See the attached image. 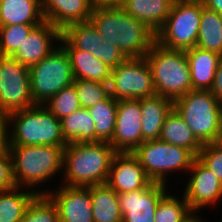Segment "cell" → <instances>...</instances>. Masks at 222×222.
Returning <instances> with one entry per match:
<instances>
[{
  "instance_id": "1",
  "label": "cell",
  "mask_w": 222,
  "mask_h": 222,
  "mask_svg": "<svg viewBox=\"0 0 222 222\" xmlns=\"http://www.w3.org/2000/svg\"><path fill=\"white\" fill-rule=\"evenodd\" d=\"M89 21L128 59L144 58L156 41V33L125 12L120 5L93 7Z\"/></svg>"
},
{
  "instance_id": "2",
  "label": "cell",
  "mask_w": 222,
  "mask_h": 222,
  "mask_svg": "<svg viewBox=\"0 0 222 222\" xmlns=\"http://www.w3.org/2000/svg\"><path fill=\"white\" fill-rule=\"evenodd\" d=\"M63 151V147L53 145L9 146L16 186L46 194L52 189L46 184L63 174Z\"/></svg>"
},
{
  "instance_id": "3",
  "label": "cell",
  "mask_w": 222,
  "mask_h": 222,
  "mask_svg": "<svg viewBox=\"0 0 222 222\" xmlns=\"http://www.w3.org/2000/svg\"><path fill=\"white\" fill-rule=\"evenodd\" d=\"M116 153L109 142L68 143L63 151L61 184L81 187L106 184Z\"/></svg>"
},
{
  "instance_id": "4",
  "label": "cell",
  "mask_w": 222,
  "mask_h": 222,
  "mask_svg": "<svg viewBox=\"0 0 222 222\" xmlns=\"http://www.w3.org/2000/svg\"><path fill=\"white\" fill-rule=\"evenodd\" d=\"M9 146L53 145L65 148L61 121L43 105L8 114Z\"/></svg>"
},
{
  "instance_id": "5",
  "label": "cell",
  "mask_w": 222,
  "mask_h": 222,
  "mask_svg": "<svg viewBox=\"0 0 222 222\" xmlns=\"http://www.w3.org/2000/svg\"><path fill=\"white\" fill-rule=\"evenodd\" d=\"M151 72L157 95L172 101L192 90L189 64L184 50L152 44L145 56Z\"/></svg>"
},
{
  "instance_id": "6",
  "label": "cell",
  "mask_w": 222,
  "mask_h": 222,
  "mask_svg": "<svg viewBox=\"0 0 222 222\" xmlns=\"http://www.w3.org/2000/svg\"><path fill=\"white\" fill-rule=\"evenodd\" d=\"M173 108L202 145L219 140L222 103L211 91L191 90L173 101Z\"/></svg>"
},
{
  "instance_id": "7",
  "label": "cell",
  "mask_w": 222,
  "mask_h": 222,
  "mask_svg": "<svg viewBox=\"0 0 222 222\" xmlns=\"http://www.w3.org/2000/svg\"><path fill=\"white\" fill-rule=\"evenodd\" d=\"M133 154L153 182L167 185L170 184L169 176L177 178L176 172L178 175L184 173L186 177L196 158L189 150L159 139L144 141Z\"/></svg>"
},
{
  "instance_id": "8",
  "label": "cell",
  "mask_w": 222,
  "mask_h": 222,
  "mask_svg": "<svg viewBox=\"0 0 222 222\" xmlns=\"http://www.w3.org/2000/svg\"><path fill=\"white\" fill-rule=\"evenodd\" d=\"M203 6L201 0H175L165 23L156 32V42L175 50L195 47Z\"/></svg>"
},
{
  "instance_id": "9",
  "label": "cell",
  "mask_w": 222,
  "mask_h": 222,
  "mask_svg": "<svg viewBox=\"0 0 222 222\" xmlns=\"http://www.w3.org/2000/svg\"><path fill=\"white\" fill-rule=\"evenodd\" d=\"M29 71L30 90L35 105H44L75 80L69 55L61 44L40 62L31 66Z\"/></svg>"
},
{
  "instance_id": "10",
  "label": "cell",
  "mask_w": 222,
  "mask_h": 222,
  "mask_svg": "<svg viewBox=\"0 0 222 222\" xmlns=\"http://www.w3.org/2000/svg\"><path fill=\"white\" fill-rule=\"evenodd\" d=\"M109 93L116 100L142 99L157 95L146 58H127L112 68Z\"/></svg>"
},
{
  "instance_id": "11",
  "label": "cell",
  "mask_w": 222,
  "mask_h": 222,
  "mask_svg": "<svg viewBox=\"0 0 222 222\" xmlns=\"http://www.w3.org/2000/svg\"><path fill=\"white\" fill-rule=\"evenodd\" d=\"M34 106L29 68L12 56L0 55V111L10 114Z\"/></svg>"
},
{
  "instance_id": "12",
  "label": "cell",
  "mask_w": 222,
  "mask_h": 222,
  "mask_svg": "<svg viewBox=\"0 0 222 222\" xmlns=\"http://www.w3.org/2000/svg\"><path fill=\"white\" fill-rule=\"evenodd\" d=\"M186 176L182 192L192 211L199 212L202 209L203 212L205 206L217 209V205L222 204L221 181L197 157Z\"/></svg>"
},
{
  "instance_id": "13",
  "label": "cell",
  "mask_w": 222,
  "mask_h": 222,
  "mask_svg": "<svg viewBox=\"0 0 222 222\" xmlns=\"http://www.w3.org/2000/svg\"><path fill=\"white\" fill-rule=\"evenodd\" d=\"M140 99L118 100L114 135L109 142L117 153H133L143 142Z\"/></svg>"
},
{
  "instance_id": "14",
  "label": "cell",
  "mask_w": 222,
  "mask_h": 222,
  "mask_svg": "<svg viewBox=\"0 0 222 222\" xmlns=\"http://www.w3.org/2000/svg\"><path fill=\"white\" fill-rule=\"evenodd\" d=\"M153 182L150 186L118 194L122 222H155V212L160 199L174 187ZM169 189V190H168Z\"/></svg>"
},
{
  "instance_id": "15",
  "label": "cell",
  "mask_w": 222,
  "mask_h": 222,
  "mask_svg": "<svg viewBox=\"0 0 222 222\" xmlns=\"http://www.w3.org/2000/svg\"><path fill=\"white\" fill-rule=\"evenodd\" d=\"M57 187V188H56ZM46 195L55 204L60 222H94L88 187L54 185Z\"/></svg>"
},
{
  "instance_id": "16",
  "label": "cell",
  "mask_w": 222,
  "mask_h": 222,
  "mask_svg": "<svg viewBox=\"0 0 222 222\" xmlns=\"http://www.w3.org/2000/svg\"><path fill=\"white\" fill-rule=\"evenodd\" d=\"M61 36L60 29L48 21H43L31 30L12 57L30 68L60 45Z\"/></svg>"
},
{
  "instance_id": "17",
  "label": "cell",
  "mask_w": 222,
  "mask_h": 222,
  "mask_svg": "<svg viewBox=\"0 0 222 222\" xmlns=\"http://www.w3.org/2000/svg\"><path fill=\"white\" fill-rule=\"evenodd\" d=\"M153 181L148 177L133 153H116L113 157L107 184L117 193L144 189Z\"/></svg>"
},
{
  "instance_id": "18",
  "label": "cell",
  "mask_w": 222,
  "mask_h": 222,
  "mask_svg": "<svg viewBox=\"0 0 222 222\" xmlns=\"http://www.w3.org/2000/svg\"><path fill=\"white\" fill-rule=\"evenodd\" d=\"M42 14L61 31L68 25L89 21L93 6L90 0H41Z\"/></svg>"
},
{
  "instance_id": "19",
  "label": "cell",
  "mask_w": 222,
  "mask_h": 222,
  "mask_svg": "<svg viewBox=\"0 0 222 222\" xmlns=\"http://www.w3.org/2000/svg\"><path fill=\"white\" fill-rule=\"evenodd\" d=\"M60 44L69 55L75 80H90L109 84L112 68L89 52L76 49L63 35Z\"/></svg>"
},
{
  "instance_id": "20",
  "label": "cell",
  "mask_w": 222,
  "mask_h": 222,
  "mask_svg": "<svg viewBox=\"0 0 222 222\" xmlns=\"http://www.w3.org/2000/svg\"><path fill=\"white\" fill-rule=\"evenodd\" d=\"M185 53L189 64L192 90L210 91L222 56L196 46L186 50Z\"/></svg>"
},
{
  "instance_id": "21",
  "label": "cell",
  "mask_w": 222,
  "mask_h": 222,
  "mask_svg": "<svg viewBox=\"0 0 222 222\" xmlns=\"http://www.w3.org/2000/svg\"><path fill=\"white\" fill-rule=\"evenodd\" d=\"M140 108L143 140H158L166 116L173 109V101L161 95H154L140 99Z\"/></svg>"
},
{
  "instance_id": "22",
  "label": "cell",
  "mask_w": 222,
  "mask_h": 222,
  "mask_svg": "<svg viewBox=\"0 0 222 222\" xmlns=\"http://www.w3.org/2000/svg\"><path fill=\"white\" fill-rule=\"evenodd\" d=\"M175 0H122L129 15L145 23L155 33L163 26Z\"/></svg>"
},
{
  "instance_id": "23",
  "label": "cell",
  "mask_w": 222,
  "mask_h": 222,
  "mask_svg": "<svg viewBox=\"0 0 222 222\" xmlns=\"http://www.w3.org/2000/svg\"><path fill=\"white\" fill-rule=\"evenodd\" d=\"M43 21L41 0H0V26Z\"/></svg>"
},
{
  "instance_id": "24",
  "label": "cell",
  "mask_w": 222,
  "mask_h": 222,
  "mask_svg": "<svg viewBox=\"0 0 222 222\" xmlns=\"http://www.w3.org/2000/svg\"><path fill=\"white\" fill-rule=\"evenodd\" d=\"M159 140L189 150L195 157L202 149V144L193 135L188 124L173 108L163 123Z\"/></svg>"
},
{
  "instance_id": "25",
  "label": "cell",
  "mask_w": 222,
  "mask_h": 222,
  "mask_svg": "<svg viewBox=\"0 0 222 222\" xmlns=\"http://www.w3.org/2000/svg\"><path fill=\"white\" fill-rule=\"evenodd\" d=\"M90 190L94 222H122L118 194L106 183L87 186Z\"/></svg>"
},
{
  "instance_id": "26",
  "label": "cell",
  "mask_w": 222,
  "mask_h": 222,
  "mask_svg": "<svg viewBox=\"0 0 222 222\" xmlns=\"http://www.w3.org/2000/svg\"><path fill=\"white\" fill-rule=\"evenodd\" d=\"M37 195L33 190L18 186L0 191V222H20Z\"/></svg>"
},
{
  "instance_id": "27",
  "label": "cell",
  "mask_w": 222,
  "mask_h": 222,
  "mask_svg": "<svg viewBox=\"0 0 222 222\" xmlns=\"http://www.w3.org/2000/svg\"><path fill=\"white\" fill-rule=\"evenodd\" d=\"M61 131L65 142H95V122L88 109L80 108L62 118Z\"/></svg>"
},
{
  "instance_id": "28",
  "label": "cell",
  "mask_w": 222,
  "mask_h": 222,
  "mask_svg": "<svg viewBox=\"0 0 222 222\" xmlns=\"http://www.w3.org/2000/svg\"><path fill=\"white\" fill-rule=\"evenodd\" d=\"M196 47L222 56V15L205 6L202 8Z\"/></svg>"
},
{
  "instance_id": "29",
  "label": "cell",
  "mask_w": 222,
  "mask_h": 222,
  "mask_svg": "<svg viewBox=\"0 0 222 222\" xmlns=\"http://www.w3.org/2000/svg\"><path fill=\"white\" fill-rule=\"evenodd\" d=\"M117 104L113 96L97 103L88 111L95 122V142H110L115 131Z\"/></svg>"
},
{
  "instance_id": "30",
  "label": "cell",
  "mask_w": 222,
  "mask_h": 222,
  "mask_svg": "<svg viewBox=\"0 0 222 222\" xmlns=\"http://www.w3.org/2000/svg\"><path fill=\"white\" fill-rule=\"evenodd\" d=\"M62 35L76 48L89 52L99 59L100 44L104 38L90 21L68 25Z\"/></svg>"
},
{
  "instance_id": "31",
  "label": "cell",
  "mask_w": 222,
  "mask_h": 222,
  "mask_svg": "<svg viewBox=\"0 0 222 222\" xmlns=\"http://www.w3.org/2000/svg\"><path fill=\"white\" fill-rule=\"evenodd\" d=\"M177 192L175 193L178 195L168 191L160 199L155 212V222H182L192 212L184 195Z\"/></svg>"
},
{
  "instance_id": "32",
  "label": "cell",
  "mask_w": 222,
  "mask_h": 222,
  "mask_svg": "<svg viewBox=\"0 0 222 222\" xmlns=\"http://www.w3.org/2000/svg\"><path fill=\"white\" fill-rule=\"evenodd\" d=\"M43 106L60 120L82 108L74 84L61 89Z\"/></svg>"
},
{
  "instance_id": "33",
  "label": "cell",
  "mask_w": 222,
  "mask_h": 222,
  "mask_svg": "<svg viewBox=\"0 0 222 222\" xmlns=\"http://www.w3.org/2000/svg\"><path fill=\"white\" fill-rule=\"evenodd\" d=\"M39 24H13L0 26V55L12 56L31 30Z\"/></svg>"
},
{
  "instance_id": "34",
  "label": "cell",
  "mask_w": 222,
  "mask_h": 222,
  "mask_svg": "<svg viewBox=\"0 0 222 222\" xmlns=\"http://www.w3.org/2000/svg\"><path fill=\"white\" fill-rule=\"evenodd\" d=\"M20 222H60L55 204L46 194L37 195Z\"/></svg>"
},
{
  "instance_id": "35",
  "label": "cell",
  "mask_w": 222,
  "mask_h": 222,
  "mask_svg": "<svg viewBox=\"0 0 222 222\" xmlns=\"http://www.w3.org/2000/svg\"><path fill=\"white\" fill-rule=\"evenodd\" d=\"M73 84L81 107L88 109L105 100L109 95V84L90 80H74Z\"/></svg>"
},
{
  "instance_id": "36",
  "label": "cell",
  "mask_w": 222,
  "mask_h": 222,
  "mask_svg": "<svg viewBox=\"0 0 222 222\" xmlns=\"http://www.w3.org/2000/svg\"><path fill=\"white\" fill-rule=\"evenodd\" d=\"M197 158L211 171L222 183V143L219 141L202 145Z\"/></svg>"
},
{
  "instance_id": "37",
  "label": "cell",
  "mask_w": 222,
  "mask_h": 222,
  "mask_svg": "<svg viewBox=\"0 0 222 222\" xmlns=\"http://www.w3.org/2000/svg\"><path fill=\"white\" fill-rule=\"evenodd\" d=\"M126 56L116 46L104 39L100 44L99 60L107 64L110 68L117 67L126 60Z\"/></svg>"
},
{
  "instance_id": "38",
  "label": "cell",
  "mask_w": 222,
  "mask_h": 222,
  "mask_svg": "<svg viewBox=\"0 0 222 222\" xmlns=\"http://www.w3.org/2000/svg\"><path fill=\"white\" fill-rule=\"evenodd\" d=\"M16 187L13 178L12 158L9 151L0 153V191Z\"/></svg>"
},
{
  "instance_id": "39",
  "label": "cell",
  "mask_w": 222,
  "mask_h": 222,
  "mask_svg": "<svg viewBox=\"0 0 222 222\" xmlns=\"http://www.w3.org/2000/svg\"><path fill=\"white\" fill-rule=\"evenodd\" d=\"M9 151L8 114L0 111V153Z\"/></svg>"
},
{
  "instance_id": "40",
  "label": "cell",
  "mask_w": 222,
  "mask_h": 222,
  "mask_svg": "<svg viewBox=\"0 0 222 222\" xmlns=\"http://www.w3.org/2000/svg\"><path fill=\"white\" fill-rule=\"evenodd\" d=\"M210 91L222 103V59L218 62L214 82Z\"/></svg>"
},
{
  "instance_id": "41",
  "label": "cell",
  "mask_w": 222,
  "mask_h": 222,
  "mask_svg": "<svg viewBox=\"0 0 222 222\" xmlns=\"http://www.w3.org/2000/svg\"><path fill=\"white\" fill-rule=\"evenodd\" d=\"M203 5L222 15V0H201Z\"/></svg>"
},
{
  "instance_id": "42",
  "label": "cell",
  "mask_w": 222,
  "mask_h": 222,
  "mask_svg": "<svg viewBox=\"0 0 222 222\" xmlns=\"http://www.w3.org/2000/svg\"><path fill=\"white\" fill-rule=\"evenodd\" d=\"M93 7L96 6H110V5H121L122 0H90Z\"/></svg>"
},
{
  "instance_id": "43",
  "label": "cell",
  "mask_w": 222,
  "mask_h": 222,
  "mask_svg": "<svg viewBox=\"0 0 222 222\" xmlns=\"http://www.w3.org/2000/svg\"><path fill=\"white\" fill-rule=\"evenodd\" d=\"M198 213L200 212L192 211L182 222H208L207 218H203V215Z\"/></svg>"
},
{
  "instance_id": "44",
  "label": "cell",
  "mask_w": 222,
  "mask_h": 222,
  "mask_svg": "<svg viewBox=\"0 0 222 222\" xmlns=\"http://www.w3.org/2000/svg\"><path fill=\"white\" fill-rule=\"evenodd\" d=\"M218 141L222 143V120H221V133Z\"/></svg>"
}]
</instances>
